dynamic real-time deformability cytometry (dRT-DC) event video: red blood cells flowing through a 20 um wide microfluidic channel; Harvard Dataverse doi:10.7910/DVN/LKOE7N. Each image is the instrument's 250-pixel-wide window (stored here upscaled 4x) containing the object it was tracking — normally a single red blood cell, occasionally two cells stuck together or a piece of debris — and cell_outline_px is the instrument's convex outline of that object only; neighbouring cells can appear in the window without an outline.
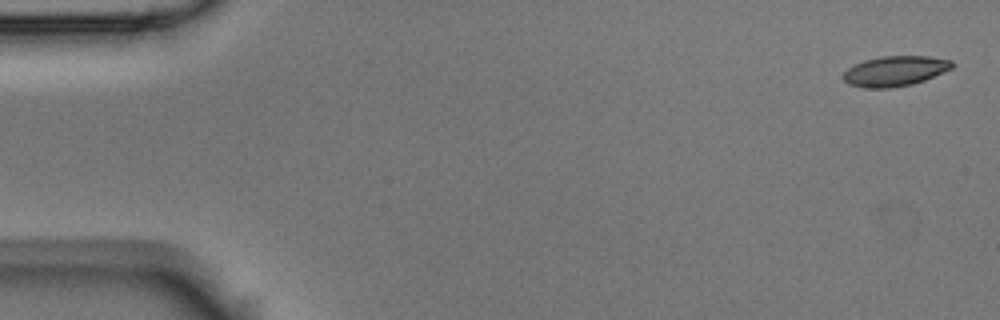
{"species": "Egyptian fruit bat (a non-hibernating species)", "species_latin": "Rousettus aegyptiacus", "temperature_condition": "room temperature", "stored_images_in_passage": 4, "camera_frame_rate_fps": 3000, "um_per_image_px": 0.085, "animal": {"sex": "male"}, "frame": {"image": 1, "passage_image": 1, "time_ms": 0.0, "image_size_px": [1000, 320], "cell_outline_px": [[956, 64], [952, 68], [944, 72], [924, 80], [912, 84], [888, 88], [864, 88], [848, 84], [840, 76], [848, 68], [864, 60], [880, 56], [928, 56], [952, 60]], "centroid_in_image_um": [76.07, 6.04], "position_along_channel_um": 8.9, "area_um2": 19.25}}